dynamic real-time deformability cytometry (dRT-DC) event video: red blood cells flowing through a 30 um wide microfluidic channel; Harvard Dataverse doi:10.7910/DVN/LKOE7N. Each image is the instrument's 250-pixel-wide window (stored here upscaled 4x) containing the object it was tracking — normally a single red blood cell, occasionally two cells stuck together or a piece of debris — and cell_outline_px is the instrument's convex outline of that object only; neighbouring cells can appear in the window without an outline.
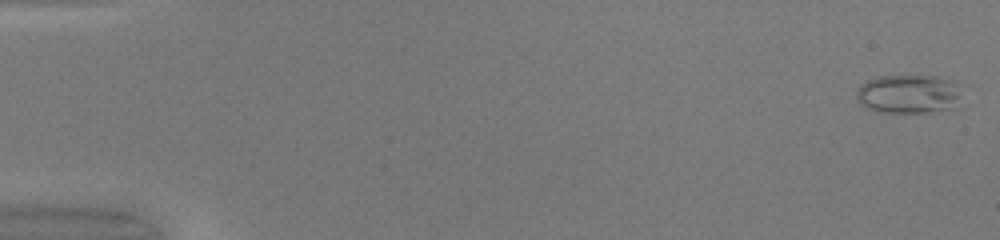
{"species": "common noctule bat (a hibernating species)", "species_latin": "Nyctalus noctula", "temperature_condition": "warm", "stored_images_in_passage": 49, "camera_frame_rate_fps": 3000, "um_per_image_px": 0.085, "animal": {"sex": "female", "body_mass_g": 20.0, "forearm_length_mm": 54.0}, "frame": {"image": 1, "passage_image": 1, "time_ms": 0.0, "image_size_px": [1000, 240], "cell_outline_px": [[960, 108], [932, 112], [880, 112], [868, 108], [856, 100], [856, 92], [860, 84], [868, 80], [880, 76], [936, 76], [952, 80], [960, 84]], "centroid_in_image_um": [77.3, 8.0], "position_along_channel_um": 7.7, "area_um2": 24.33}}
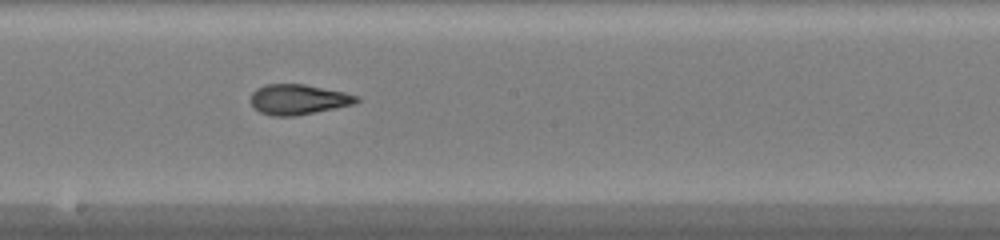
{"frame": {"image": 2, "passage_image": 28, "time_ms": 9.0, "image_size_px": [1000, 240], "cell_outline_px": [[360, 100], [352, 104], [296, 116], [272, 116], [260, 112], [252, 108], [252, 92], [256, 88], [264, 84], [304, 84], [344, 92], [360, 96]], "centroid_in_image_um": [25.33, 8.45], "position_along_channel_um": 222.9, "area_um2": 18.61}}
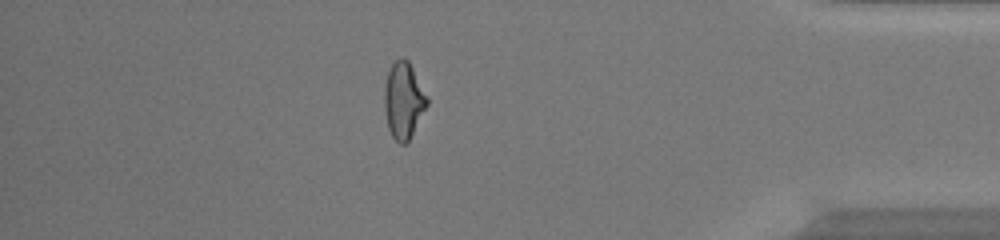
{"frame": {"image": 3, "passage_image": 43, "time_ms": 14.0, "image_size_px": [1000, 240], "cell_outline_px": [[428, 104], [408, 140], [404, 144], [400, 144], [392, 136], [388, 128], [384, 108], [384, 84], [388, 72], [392, 64], [400, 56], [404, 56], [408, 60], [428, 96]], "centroid_in_image_um": [34.29, 8.49], "position_along_channel_um": 400.9, "area_um2": 18.96}, "authors_computed_cell_mechanics": {"area_um2": 19.652, "velocity_mm_per_s": 4.2561, "shape_relaxation_time_tau1_ms": null, "shape_relaxation_time_tau2_ms": 1.4829, "deformation_change_tau1": null, "deformation_change_tau2": 0.0824}}